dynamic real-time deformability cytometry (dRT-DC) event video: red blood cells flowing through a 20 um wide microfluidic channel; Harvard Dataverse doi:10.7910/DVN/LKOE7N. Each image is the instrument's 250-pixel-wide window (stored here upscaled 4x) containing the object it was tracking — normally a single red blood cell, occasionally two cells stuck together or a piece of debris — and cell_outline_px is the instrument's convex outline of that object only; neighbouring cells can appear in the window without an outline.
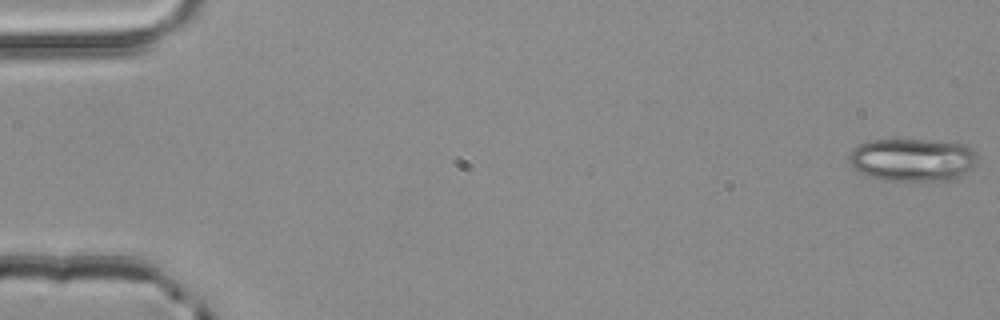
{"species": "common noctule bat (a hibernating species)", "species_latin": "Nyctalus noctula", "temperature_condition": "room temperature", "stored_images_in_passage": 4, "camera_frame_rate_fps": 3000, "um_per_image_px": 0.085, "animal": {"sex": "male", "body_mass_g": 20.4}, "frame": {"image": 1, "passage_image": 1, "time_ms": 0.0, "image_size_px": [1000, 320], "cell_outline_px": [[976, 164], [960, 176], [948, 180], [884, 180], [864, 176], [848, 160], [848, 156], [852, 148], [868, 140], [956, 140], [972, 148], [976, 152]], "centroid_in_image_um": [77.58, 13.55], "position_along_channel_um": 7.4, "area_um2": 32.43}}